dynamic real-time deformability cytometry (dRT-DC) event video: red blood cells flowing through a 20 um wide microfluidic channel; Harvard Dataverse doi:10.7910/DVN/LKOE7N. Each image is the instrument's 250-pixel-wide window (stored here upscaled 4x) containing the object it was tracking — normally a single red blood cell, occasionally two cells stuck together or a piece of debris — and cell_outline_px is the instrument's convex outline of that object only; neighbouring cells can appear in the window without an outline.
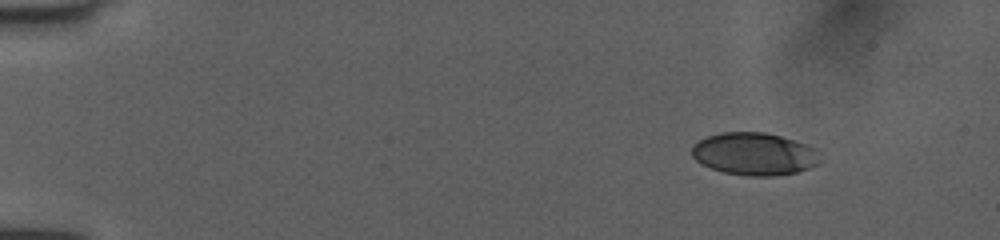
{"species": "human", "species_latin": "Homo sapiens", "temperature_condition": "room temperature", "stored_images_in_passage": 46, "camera_frame_rate_fps": 3000, "um_per_image_px": 0.085, "donor": {"sex": "female"}, "frame": {"image": 1, "passage_image": 1, "time_ms": 0.0, "image_size_px": [1000, 240], "cell_outline_px": [[820, 164], [796, 172], [776, 176], [744, 176], [724, 172], [712, 168], [696, 160], [692, 156], [692, 144], [708, 136], [724, 132], [764, 132], [780, 136], [804, 144], [812, 148], [820, 160]], "centroid_in_image_um": [64.09, 13.09], "position_along_channel_um": 20.9, "area_um2": 31.44}}
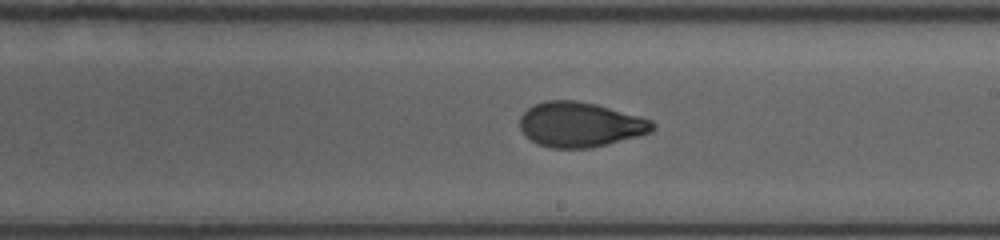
{"frame": {"image": 2, "passage_image": 26, "time_ms": 8.333, "image_size_px": [1000, 240], "cell_outline_px": [[656, 128], [648, 132], [636, 136], [608, 144], [592, 148], [552, 148], [540, 144], [532, 140], [520, 128], [520, 116], [532, 104], [544, 100], [576, 100], [596, 104], [652, 120], [656, 124]], "centroid_in_image_um": [49.3, 10.57], "position_along_channel_um": 239.7, "area_um2": 34.51}}
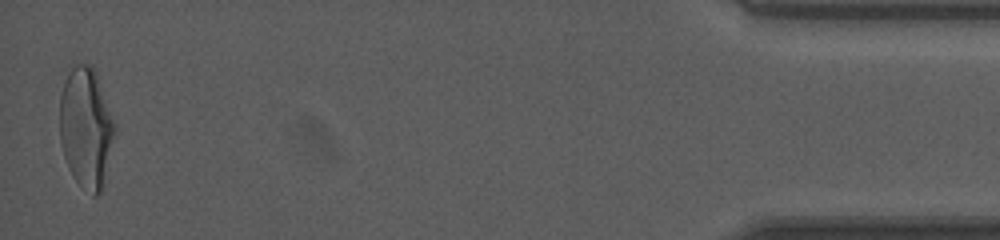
{"frame": {"image": 3, "passage_image": 46, "time_ms": 15.0, "image_size_px": [1000, 240], "cell_outline_px": [[116, 132], [100, 192], [96, 196], [92, 196], [72, 176], [68, 168], [60, 144], [60, 96], [64, 80], [68, 72], [76, 64], [88, 64], [96, 72], [116, 124]], "centroid_in_image_um": [7.31, 10.84], "position_along_channel_um": 427.9, "area_um2": 38.55}, "authors_computed_cell_mechanics": {"area_um2": 34.8534, "velocity_mm_per_s": 4.0266, "shape_relaxation_time_tau1_ms": 5.2377, "shape_relaxation_time_tau2_ms": 1.0786, "deformation_change_tau1": 0.1799, "deformation_change_tau2": 0.067}}